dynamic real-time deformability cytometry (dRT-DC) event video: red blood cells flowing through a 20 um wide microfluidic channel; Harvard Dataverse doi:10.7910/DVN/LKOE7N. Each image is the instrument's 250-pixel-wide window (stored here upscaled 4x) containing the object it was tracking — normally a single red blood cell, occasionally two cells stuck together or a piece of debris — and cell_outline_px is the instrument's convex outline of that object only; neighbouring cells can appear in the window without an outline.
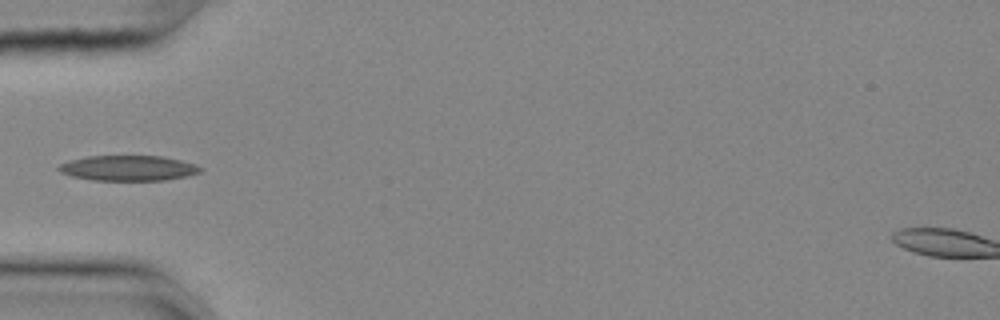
{"species": "common noctule bat (a hibernating species)", "species_latin": "Nyctalus noctula", "temperature_condition": "cold", "stored_images_in_passage": 17, "camera_frame_rate_fps": 3000, "um_per_image_px": 0.085, "animal": {"sex": "female", "body_mass_g": 25.1}, "frame": {"image": 1, "passage_image": 1, "time_ms": 0.0, "image_size_px": [1000, 320], "cell_outline_px": [[204, 168], [200, 172], [184, 176], [164, 180], [92, 180], [72, 176], [60, 172], [56, 168], [60, 164], [68, 160], [88, 156], [164, 156], [196, 164]], "centroid_in_image_um": [10.88, 14.28], "position_along_channel_um": 74.1, "area_um2": 20.87}}
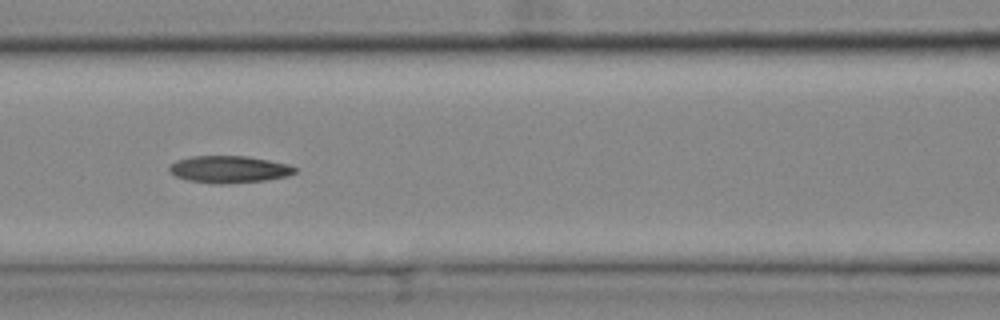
{"frame": {"image": 2, "passage_image": 7, "time_ms": 2.0, "image_size_px": [1000, 320], "cell_outline_px": [[296, 172], [288, 176], [264, 180], [220, 184], [188, 180], [176, 176], [168, 168], [176, 160], [192, 156], [248, 156], [288, 164], [296, 168]], "centroid_in_image_um": [19.49, 14.38], "position_along_channel_um": 147.1, "area_um2": 19.54}}
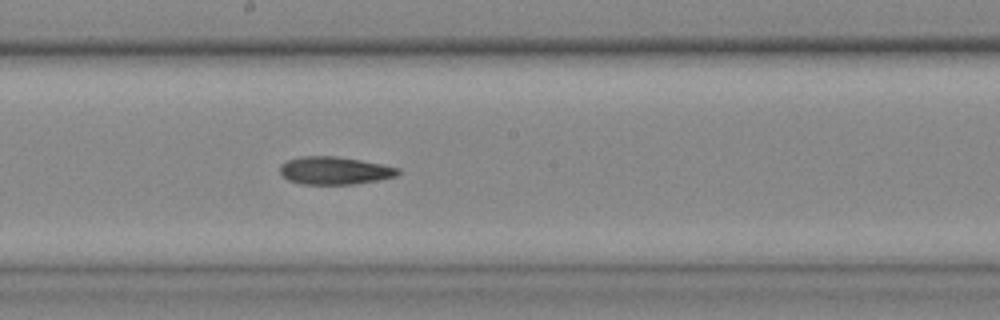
{"frame": {"image": 3, "passage_image": 13, "time_ms": 4.0, "image_size_px": [1000, 320], "cell_outline_px": [[400, 172], [396, 176], [376, 180], [352, 184], [300, 184], [288, 180], [280, 172], [280, 164], [284, 160], [300, 156], [336, 156], [384, 164], [400, 168]], "centroid_in_image_um": [28.41, 14.48], "position_along_channel_um": 219.8, "area_um2": 19.19}}